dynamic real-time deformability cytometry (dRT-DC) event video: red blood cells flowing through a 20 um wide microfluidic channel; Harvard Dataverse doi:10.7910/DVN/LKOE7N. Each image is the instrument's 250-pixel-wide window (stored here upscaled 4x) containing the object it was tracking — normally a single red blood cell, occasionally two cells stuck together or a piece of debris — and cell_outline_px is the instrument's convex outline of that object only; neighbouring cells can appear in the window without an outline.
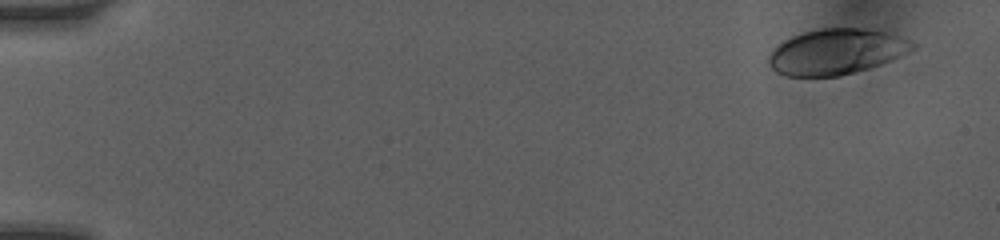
{"species": "human", "species_latin": "Homo sapiens", "temperature_condition": "room temperature", "stored_images_in_passage": 4, "camera_frame_rate_fps": 3000, "um_per_image_px": 0.085, "donor": {"sex": "female"}, "frame": {"image": 1, "passage_image": 1, "time_ms": 0.0, "image_size_px": [1000, 240], "cell_outline_px": [[916, 48], [892, 60], [868, 68], [840, 76], [784, 76], [776, 72], [768, 64], [768, 56], [772, 48], [784, 40], [792, 36], [804, 32], [824, 28], [868, 28], [888, 32], [912, 40], [916, 44]], "centroid_in_image_um": [71.09, 4.39], "position_along_channel_um": 13.9, "area_um2": 38.49}}
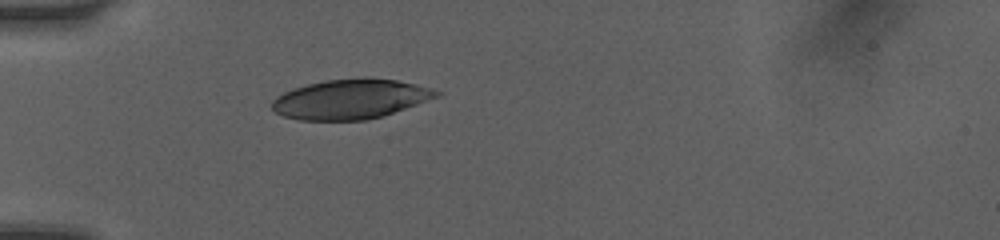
{"frame": {"image": 2, "passage_image": 4, "time_ms": 4.333, "image_size_px": [1000, 240], "cell_outline_px": [[444, 92], [440, 96], [384, 116], [364, 120], [300, 120], [284, 116], [276, 112], [272, 108], [272, 100], [276, 96], [292, 88], [324, 80], [364, 76], [396, 80], [416, 84]], "centroid_in_image_um": [29.82, 8.41], "position_along_channel_um": 55.2, "area_um2": 38.44}}